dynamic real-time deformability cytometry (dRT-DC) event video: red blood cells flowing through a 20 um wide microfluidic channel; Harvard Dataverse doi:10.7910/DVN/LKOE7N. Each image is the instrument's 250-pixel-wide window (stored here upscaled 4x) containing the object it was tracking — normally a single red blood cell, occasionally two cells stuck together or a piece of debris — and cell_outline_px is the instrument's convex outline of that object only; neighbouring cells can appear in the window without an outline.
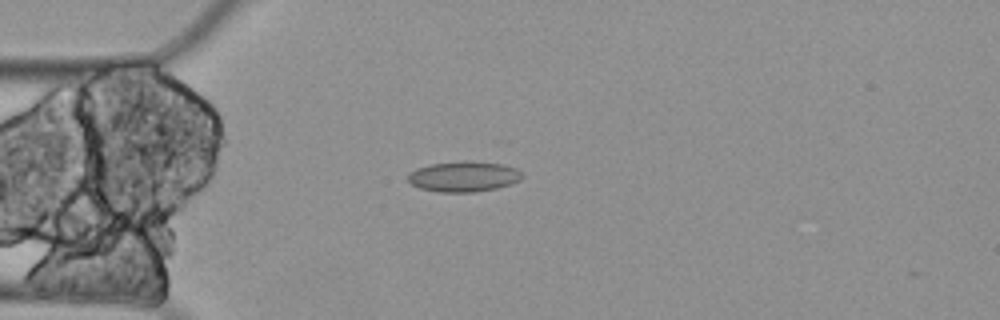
{"species": "Egyptian fruit bat (a non-hibernating species)", "species_latin": "Rousettus aegyptiacus", "temperature_condition": "cold", "stored_images_in_passage": 4, "camera_frame_rate_fps": 3000, "um_per_image_px": 0.085, "animal": {"sex": "female"}, "frame": {"image": 1, "passage_image": 4, "time_ms": 1.0, "image_size_px": [1000, 320], "cell_outline_px": [[524, 176], [520, 180], [496, 188], [476, 192], [440, 192], [420, 188], [412, 184], [408, 180], [408, 172], [416, 168], [432, 164], [464, 160], [472, 160], [504, 164], [516, 168], [524, 172]], "centroid_in_image_um": [39.44, 14.98], "position_along_channel_um": 45.6, "area_um2": 20.52}}